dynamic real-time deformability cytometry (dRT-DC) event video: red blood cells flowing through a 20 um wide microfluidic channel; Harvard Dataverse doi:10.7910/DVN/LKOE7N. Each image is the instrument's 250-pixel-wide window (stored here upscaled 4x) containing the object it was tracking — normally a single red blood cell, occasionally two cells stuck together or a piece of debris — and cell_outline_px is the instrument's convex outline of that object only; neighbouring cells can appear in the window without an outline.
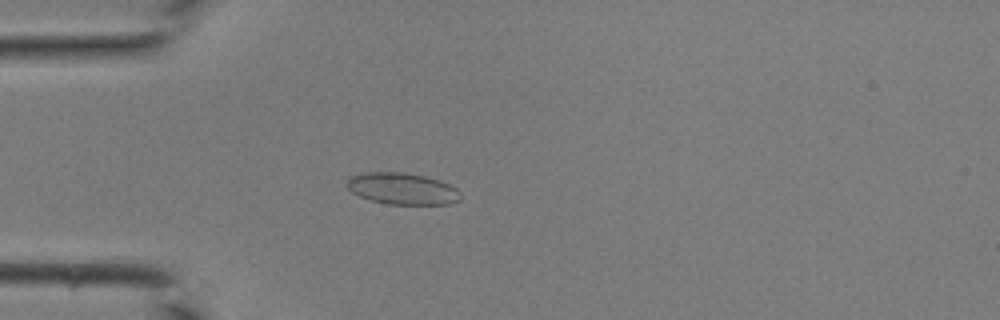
{"species": "common noctule bat (a hibernating species)", "species_latin": "Nyctalus noctula", "temperature_condition": "room temperature", "stored_images_in_passage": 34, "camera_frame_rate_fps": 3000, "um_per_image_px": 0.085, "animal": {"sex": "male", "body_mass_g": 19.0, "forearm_length_mm": 50.8}, "frame": {"image": 1, "passage_image": 4, "time_ms": 1.0, "image_size_px": [1000, 320], "cell_outline_px": [[460, 200], [448, 204], [388, 204], [368, 200], [352, 192], [348, 188], [348, 176], [364, 172], [404, 172], [424, 176], [440, 180], [456, 188], [460, 192]], "centroid_in_image_um": [34.18, 16.03], "position_along_channel_um": 50.8, "area_um2": 20.98}}
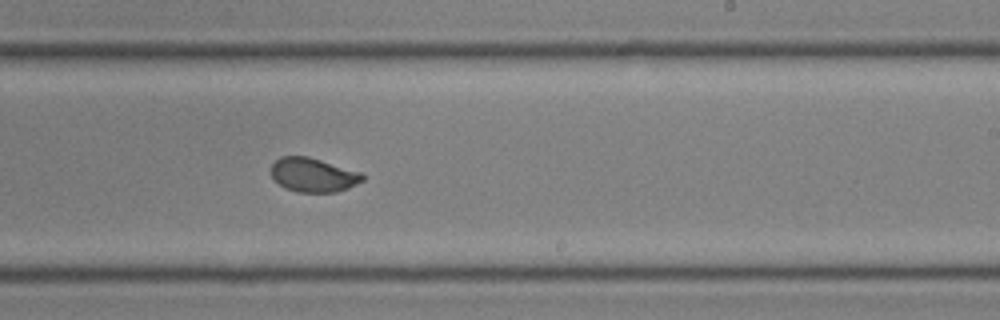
{"frame": {"image": 2, "passage_image": 18, "time_ms": 5.667, "image_size_px": [1000, 320], "cell_outline_px": [[364, 180], [348, 188], [336, 192], [296, 192], [284, 188], [272, 180], [272, 164], [280, 156], [308, 156], [360, 172], [364, 176]], "centroid_in_image_um": [26.59, 14.88], "position_along_channel_um": 262.4, "area_um2": 18.21}}
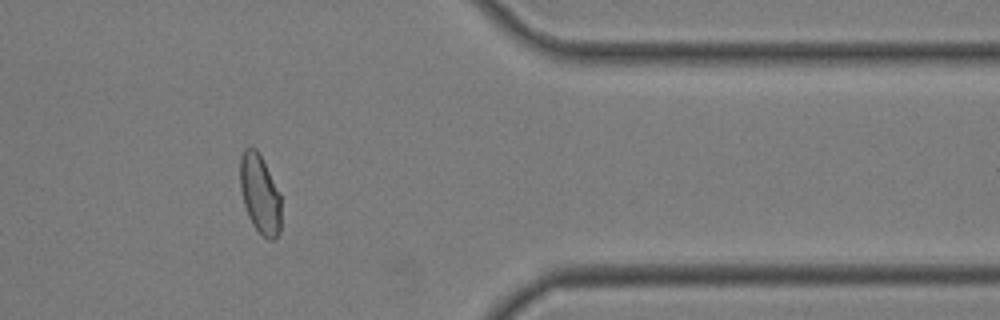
{"frame": {"image": 3, "passage_image": 27, "time_ms": 8.667, "image_size_px": [1000, 320], "cell_outline_px": [[280, 232], [272, 240], [268, 240], [252, 224], [248, 216], [244, 204], [240, 188], [240, 160], [244, 148], [256, 148], [280, 196]], "centroid_in_image_um": [22.07, 16.52], "position_along_channel_um": 389.3, "area_um2": 18.38}}